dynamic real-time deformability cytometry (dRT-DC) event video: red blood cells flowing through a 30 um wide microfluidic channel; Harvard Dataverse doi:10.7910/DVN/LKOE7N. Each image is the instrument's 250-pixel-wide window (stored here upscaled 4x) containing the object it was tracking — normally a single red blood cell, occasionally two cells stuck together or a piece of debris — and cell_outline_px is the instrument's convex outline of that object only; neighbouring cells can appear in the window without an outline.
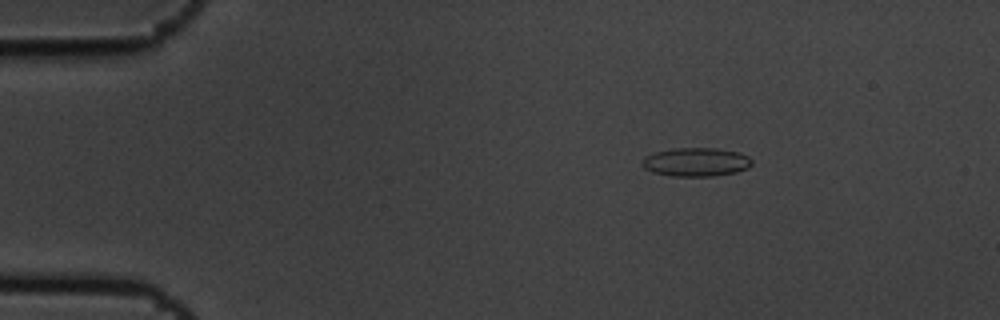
{"species": "common noctule bat (a hibernating species)", "species_latin": "Nyctalus noctula", "temperature_condition": "cold", "stored_images_in_passage": 6, "camera_frame_rate_fps": 3000, "um_per_image_px": 0.085, "animal": {"sex": "male", "body_mass_g": 19.5, "forearm_length_mm": 54.6}, "frame": {"image": 1, "passage_image": 3, "time_ms": 0.667, "image_size_px": [1000, 320], "cell_outline_px": [[752, 164], [748, 168], [736, 172], [712, 176], [672, 176], [652, 172], [644, 168], [640, 164], [644, 156], [656, 152], [676, 148], [716, 148], [740, 152], [748, 156], [752, 160]], "centroid_in_image_um": [59.16, 13.77], "position_along_channel_um": 25.8, "area_um2": 18.44}}
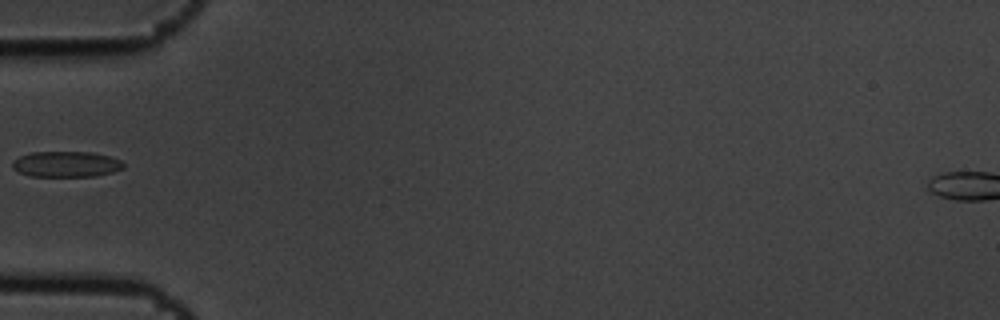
{"frame": {"image": 2, "passage_image": 6, "time_ms": 1.667, "image_size_px": [1000, 320], "cell_outline_px": [[124, 168], [112, 172], [96, 176], [28, 176], [12, 168], [12, 160], [20, 156], [32, 152], [92, 152], [112, 156], [120, 160], [124, 164]], "centroid_in_image_um": [5.63, 13.95], "position_along_channel_um": 79.4, "area_um2": 16.76}}